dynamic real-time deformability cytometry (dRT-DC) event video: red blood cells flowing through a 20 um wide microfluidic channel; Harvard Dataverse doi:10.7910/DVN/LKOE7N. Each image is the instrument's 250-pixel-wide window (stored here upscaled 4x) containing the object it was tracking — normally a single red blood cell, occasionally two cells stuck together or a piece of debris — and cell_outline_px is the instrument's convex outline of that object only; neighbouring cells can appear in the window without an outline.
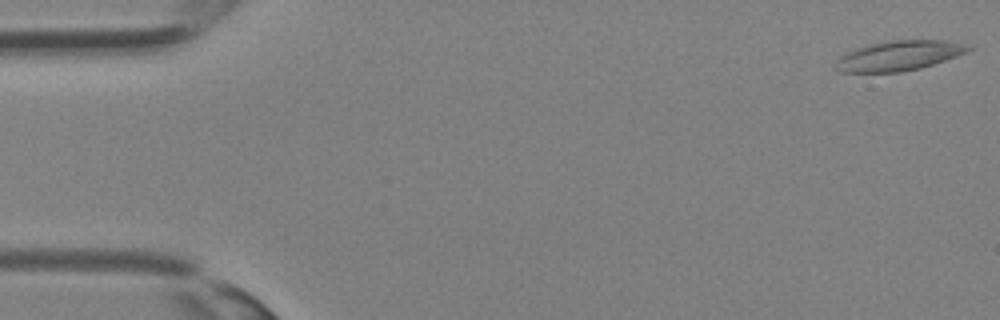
{"species": "Egyptian fruit bat (a non-hibernating species)", "species_latin": "Rousettus aegyptiacus", "temperature_condition": "room temperature", "stored_images_in_passage": 13, "camera_frame_rate_fps": 3000, "um_per_image_px": 0.085, "animal": {"sex": "female"}, "frame": {"image": 1, "passage_image": 1, "time_ms": 0.0, "image_size_px": [1000, 320], "cell_outline_px": [[976, 48], [968, 52], [920, 68], [900, 72], [840, 72], [832, 68], [832, 64], [840, 56], [856, 48], [868, 44], [892, 40], [944, 40], [972, 44]], "centroid_in_image_um": [76.42, 4.72], "position_along_channel_um": 8.6, "area_um2": 23.47}}
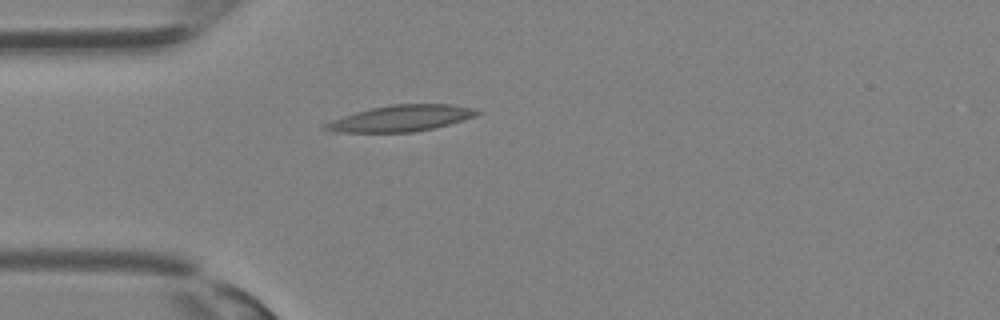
{"frame": {"image": 2, "passage_image": 10, "time_ms": 3.0, "image_size_px": [1000, 320], "cell_outline_px": [[484, 112], [476, 116], [448, 124], [432, 128], [412, 132], [332, 132], [324, 128], [324, 124], [332, 120], [356, 112], [372, 108], [392, 104], [448, 104], [472, 108]], "centroid_in_image_um": [34.1, 10.05], "position_along_channel_um": 50.9, "area_um2": 22.83}}
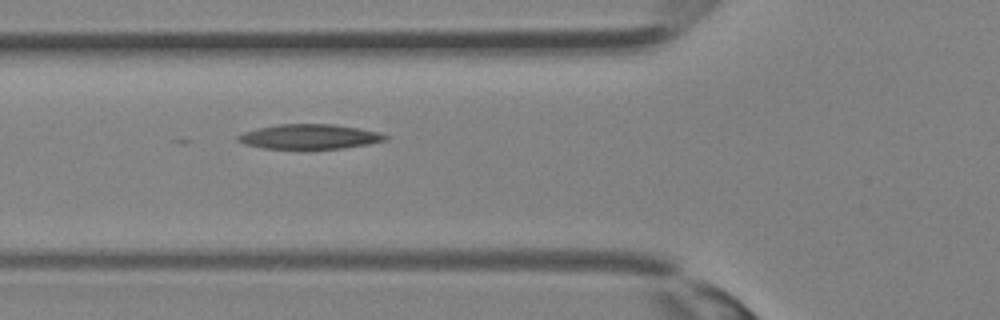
{"frame": {"image": 3, "passage_image": 13, "time_ms": 4.0, "image_size_px": [1000, 320], "cell_outline_px": [[388, 140], [368, 144], [344, 148], [264, 148], [244, 144], [236, 140], [236, 136], [244, 132], [276, 124], [332, 124], [360, 128], [380, 132], [388, 136]], "centroid_in_image_um": [26.34, 11.6], "position_along_channel_um": 99.5, "area_um2": 21.15}}